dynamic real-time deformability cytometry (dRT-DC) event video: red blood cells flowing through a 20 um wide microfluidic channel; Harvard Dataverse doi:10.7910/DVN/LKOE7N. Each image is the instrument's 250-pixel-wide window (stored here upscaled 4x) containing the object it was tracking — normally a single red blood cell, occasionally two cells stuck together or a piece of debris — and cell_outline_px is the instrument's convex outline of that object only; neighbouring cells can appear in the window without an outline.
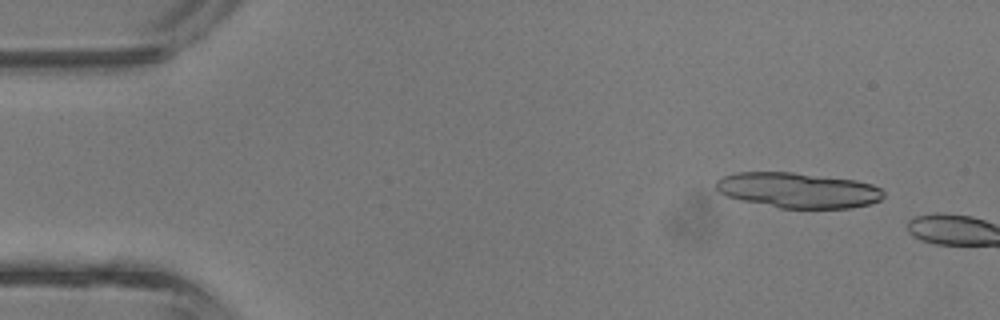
{"species": "common noctule bat (a hibernating species)", "species_latin": "Nyctalus noctula", "temperature_condition": "room temperature", "stored_images_in_passage": 6, "camera_frame_rate_fps": 3000, "um_per_image_px": 0.085, "animal": {"sex": "male", "body_mass_g": 13.3}, "frame": {"image": 1, "passage_image": 4, "time_ms": 1.0, "image_size_px": [1000, 320], "cell_outline_px": [[884, 196], [880, 200], [872, 204], [852, 208], [780, 208], [740, 200], [728, 196], [720, 192], [716, 188], [716, 180], [724, 176], [736, 172], [792, 172], [856, 180], [872, 184], [880, 188], [884, 192]], "centroid_in_image_um": [67.86, 16.17], "position_along_channel_um": 17.1, "area_um2": 34.56}}